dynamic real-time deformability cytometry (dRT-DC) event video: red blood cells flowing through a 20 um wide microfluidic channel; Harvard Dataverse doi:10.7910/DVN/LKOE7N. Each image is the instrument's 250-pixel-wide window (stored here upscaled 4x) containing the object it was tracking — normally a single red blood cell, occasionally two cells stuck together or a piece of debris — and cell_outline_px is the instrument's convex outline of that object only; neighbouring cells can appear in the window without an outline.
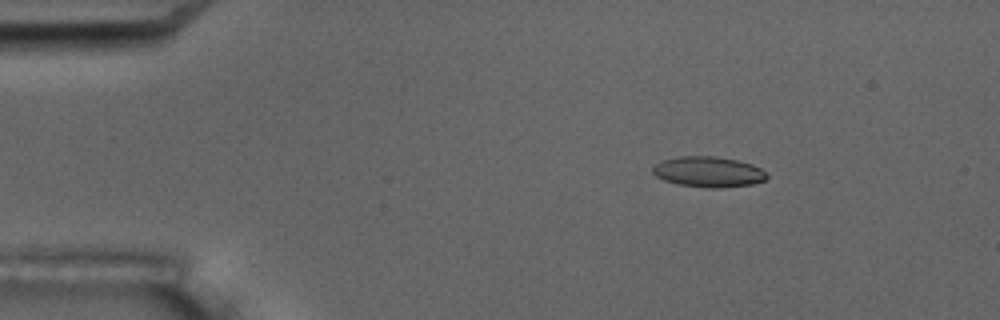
{"species": "common noctule bat (a hibernating species)", "species_latin": "Nyctalus noctula", "temperature_condition": "room temperature", "stored_images_in_passage": 17, "camera_frame_rate_fps": 3000, "um_per_image_px": 0.085, "animal": {"sex": "male", "body_mass_g": 17.5, "forearm_length_mm": 52.3}, "frame": {"image": 1, "passage_image": 3, "time_ms": 2.333, "image_size_px": [1000, 320], "cell_outline_px": [[768, 176], [764, 180], [752, 184], [720, 188], [708, 188], [680, 184], [664, 180], [656, 176], [652, 172], [652, 168], [660, 160], [676, 156], [716, 156], [736, 160], [752, 164], [760, 168]], "centroid_in_image_um": [60.18, 14.6], "position_along_channel_um": 24.8, "area_um2": 20.29}, "authors_computed_cell_mechanics": {"area_um2": 20.2878, "velocity_mm_per_s": 3.4667, "shape_relaxation_time_tau1_ms": null, "shape_relaxation_time_tau2_ms": 0.7406, "deformation_change_tau1": null, "deformation_change_tau2": 0.0688}}